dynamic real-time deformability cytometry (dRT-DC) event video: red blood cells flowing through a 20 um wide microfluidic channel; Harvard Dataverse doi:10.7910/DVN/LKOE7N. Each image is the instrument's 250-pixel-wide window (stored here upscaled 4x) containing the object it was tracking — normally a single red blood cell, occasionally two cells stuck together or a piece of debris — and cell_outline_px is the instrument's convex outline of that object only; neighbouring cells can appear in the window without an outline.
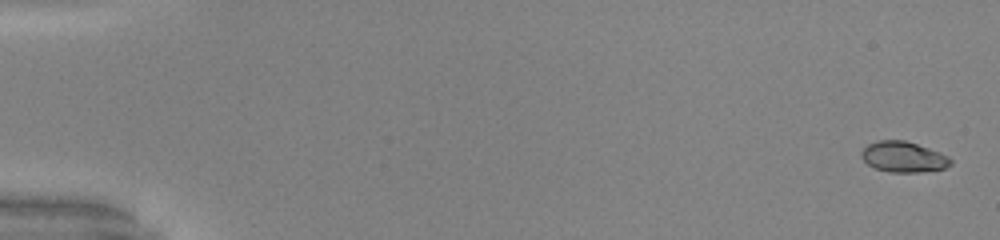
{"species": "common noctule bat (a hibernating species)", "species_latin": "Nyctalus noctula", "temperature_condition": "warm", "stored_images_in_passage": 52, "camera_frame_rate_fps": 3000, "um_per_image_px": 0.085, "animal": {"sex": "male", "body_mass_g": 20.0, "forearm_length_mm": 53.3}, "frame": {"image": 1, "passage_image": 2, "time_ms": 0.333, "image_size_px": [1000, 240], "cell_outline_px": [[952, 164], [944, 168], [920, 172], [888, 172], [876, 168], [868, 164], [860, 156], [860, 152], [868, 144], [880, 140], [904, 140], [940, 152], [948, 156], [952, 160]], "centroid_in_image_um": [76.79, 13.34], "position_along_channel_um": 8.2, "area_um2": 15.84}}
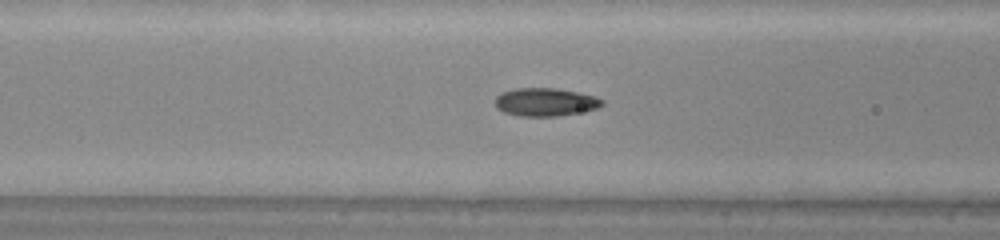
{"frame": {"image": 2, "passage_image": 23, "time_ms": 7.333, "image_size_px": [1000, 240], "cell_outline_px": [[604, 104], [596, 108], [556, 116], [520, 116], [504, 112], [496, 108], [496, 96], [500, 92], [516, 88], [556, 88], [580, 92], [596, 96], [604, 100]], "centroid_in_image_um": [46.34, 8.66], "position_along_channel_um": 120.3, "area_um2": 17.51}}
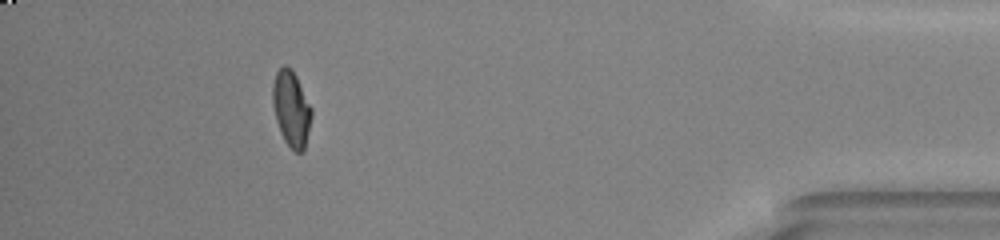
{"frame": {"image": 3, "passage_image": 48, "time_ms": 15.667, "image_size_px": [1000, 240], "cell_outline_px": [[312, 116], [304, 148], [300, 152], [296, 152], [284, 140], [280, 132], [276, 120], [272, 104], [272, 84], [276, 72], [284, 64], [288, 64], [292, 68], [312, 108]], "centroid_in_image_um": [24.74, 9.18], "position_along_channel_um": 410.5, "area_um2": 17.17}, "authors_computed_cell_mechanics": {"area_um2": 16.762, "velocity_mm_per_s": 4.0863, "shape_relaxation_time_tau1_ms": 5.2015, "shape_relaxation_time_tau2_ms": 0.7408, "deformation_change_tau1": 0.22, "deformation_change_tau2": 0.0549}}